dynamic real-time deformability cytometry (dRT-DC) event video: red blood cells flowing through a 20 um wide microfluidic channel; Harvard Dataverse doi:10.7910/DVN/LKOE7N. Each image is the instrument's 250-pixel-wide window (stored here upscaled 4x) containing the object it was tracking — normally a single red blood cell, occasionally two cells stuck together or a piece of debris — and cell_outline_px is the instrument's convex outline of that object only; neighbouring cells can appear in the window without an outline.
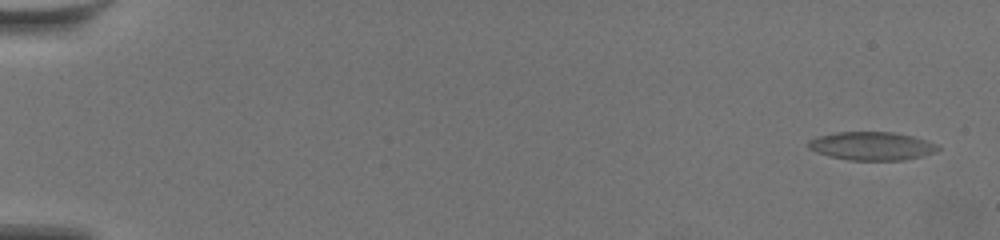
{"species": "common noctule bat (a hibernating species)", "species_latin": "Nyctalus noctula", "temperature_condition": "warm", "stored_images_in_passage": 62, "camera_frame_rate_fps": 3000, "um_per_image_px": 0.085, "animal": {"sex": "female", "body_mass_g": 19.5, "forearm_length_mm": 54.1}, "frame": {"image": 1, "passage_image": 3, "time_ms": 0.667, "image_size_px": [1000, 240], "cell_outline_px": [[940, 148], [936, 152], [924, 156], [904, 160], [848, 160], [816, 152], [808, 148], [808, 140], [820, 136], [836, 132], [892, 132], [912, 136], [928, 140], [936, 144]], "centroid_in_image_um": [74.13, 12.41], "position_along_channel_um": 10.9, "area_um2": 21.39}}
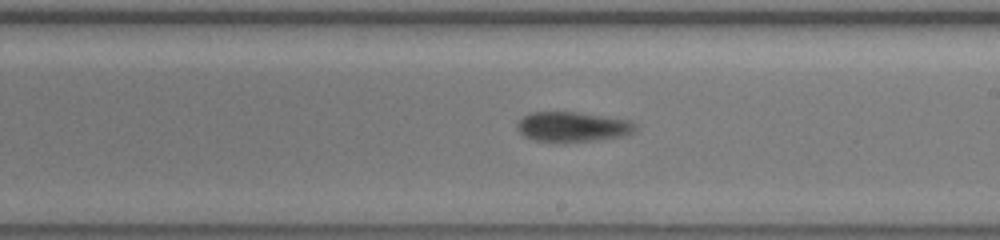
{"frame": {"image": 2, "passage_image": 38, "time_ms": 12.333, "image_size_px": [1000, 240], "cell_outline_px": [[636, 128], [632, 132], [620, 136], [592, 140], [536, 140], [524, 136], [516, 128], [516, 124], [524, 116], [532, 112], [576, 112], [628, 120], [636, 124]], "centroid_in_image_um": [48.64, 10.74], "position_along_channel_um": 240.4, "area_um2": 19.77}}
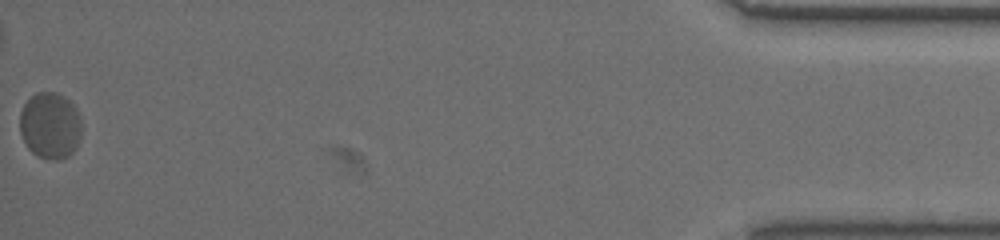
{"frame": {"image": 3, "passage_image": 62, "time_ms": 20.333, "image_size_px": [1000, 240], "cell_outline_px": [[80, 136], [76, 148], [68, 156], [56, 160], [36, 156], [28, 148], [20, 132], [20, 112], [24, 104], [36, 92], [56, 92], [68, 100], [76, 108], [80, 116]], "centroid_in_image_um": [4.26, 10.67], "position_along_channel_um": 430.9, "area_um2": 23.81}, "authors_computed_cell_mechanics": {"area_um2": 21.1548, "velocity_mm_per_s": 3.4755, "shape_relaxation_time_tau1_ms": null, "shape_relaxation_time_tau2_ms": 1.4887, "deformation_change_tau1": null, "deformation_change_tau2": 0.0568}}